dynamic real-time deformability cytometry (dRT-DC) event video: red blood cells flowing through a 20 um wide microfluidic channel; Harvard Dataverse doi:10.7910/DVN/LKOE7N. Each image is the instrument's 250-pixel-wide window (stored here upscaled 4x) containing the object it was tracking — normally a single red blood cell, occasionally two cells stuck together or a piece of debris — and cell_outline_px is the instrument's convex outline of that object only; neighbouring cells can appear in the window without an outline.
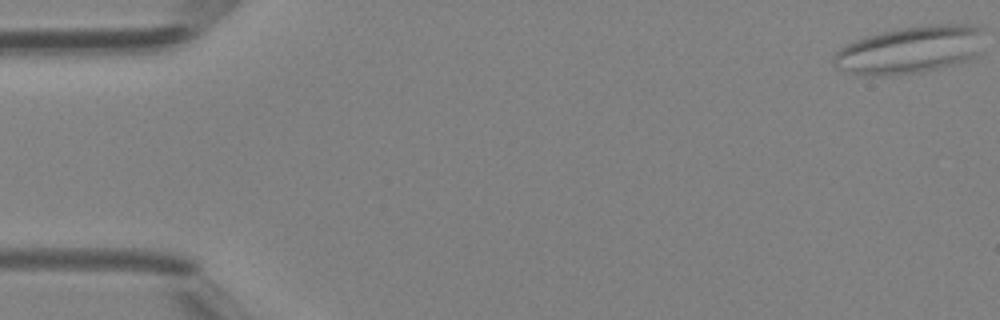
{"species": "Egyptian fruit bat (a non-hibernating species)", "species_latin": "Rousettus aegyptiacus", "temperature_condition": "room temperature", "stored_images_in_passage": 13, "camera_frame_rate_fps": 3000, "um_per_image_px": 0.085, "animal": {"sex": "female"}, "frame": {"image": 1, "passage_image": 1, "time_ms": 0.0, "image_size_px": [1000, 320], "cell_outline_px": [[980, 52], [976, 56], [968, 60], [920, 72], [888, 76], [848, 72], [836, 68], [832, 64], [832, 56], [844, 44], [852, 40], [880, 32], [900, 28], [928, 24], [972, 24], [980, 28]], "centroid_in_image_um": [77.29, 4.22], "position_along_channel_um": 7.7, "area_um2": 41.5}}